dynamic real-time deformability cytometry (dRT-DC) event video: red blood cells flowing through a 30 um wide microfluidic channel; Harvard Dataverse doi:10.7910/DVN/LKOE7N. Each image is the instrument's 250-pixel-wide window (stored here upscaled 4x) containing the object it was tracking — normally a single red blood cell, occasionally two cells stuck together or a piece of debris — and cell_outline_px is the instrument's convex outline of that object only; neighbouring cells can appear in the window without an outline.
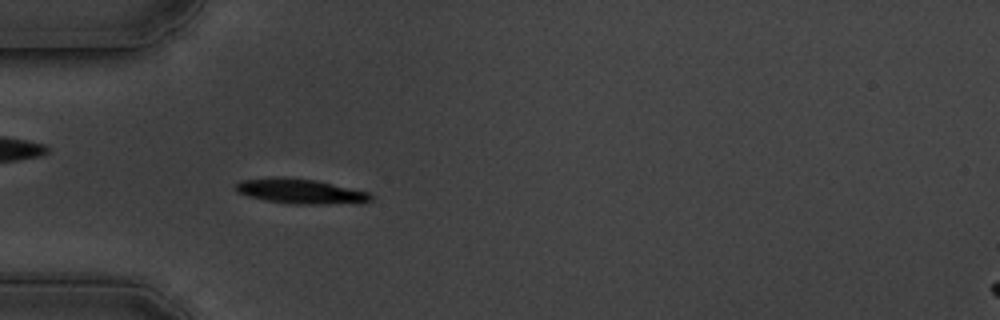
{"species": "common noctule bat (a hibernating species)", "species_latin": "Nyctalus noctula", "temperature_condition": "cold", "stored_images_in_passage": 58, "camera_frame_rate_fps": 3000, "um_per_image_px": 0.085, "animal": {"sex": "male", "body_mass_g": 19.5, "forearm_length_mm": 54.6}, "frame": {"image": 1, "passage_image": 17, "time_ms": 5.333, "image_size_px": [1000, 320], "cell_outline_px": [[376, 196], [372, 200], [320, 204], [292, 204], [268, 200], [248, 196], [236, 192], [232, 188], [240, 180], [276, 176], [280, 176], [316, 180], [368, 192]], "centroid_in_image_um": [25.44, 16.23], "position_along_channel_um": 59.6, "area_um2": 19.42}}
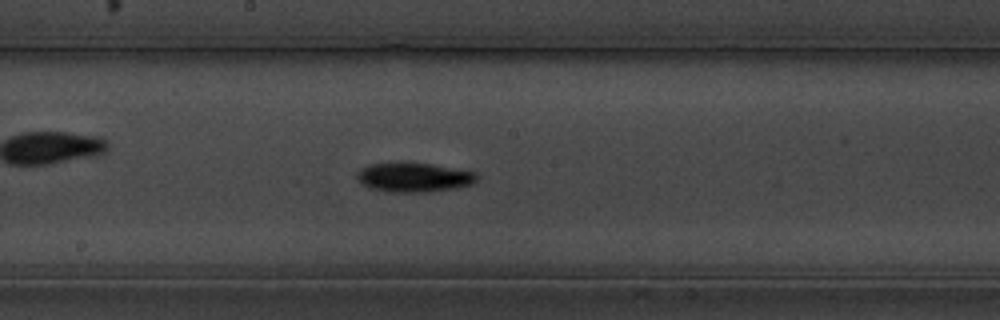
{"frame": {"image": 2, "passage_image": 31, "time_ms": 10.0, "image_size_px": [1000, 320], "cell_outline_px": [[480, 176], [472, 184], [456, 188], [428, 192], [384, 192], [368, 188], [360, 184], [356, 176], [360, 168], [368, 164], [432, 164], [476, 172]], "centroid_in_image_um": [35.17, 15.1], "position_along_channel_um": 213.0, "area_um2": 20.46}}
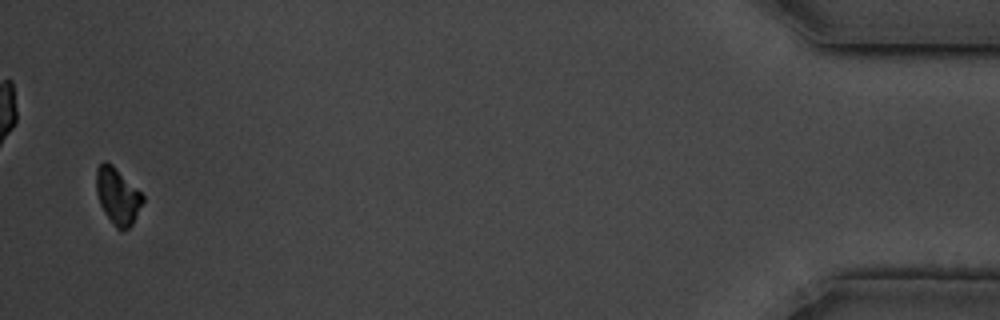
{"frame": {"image": 3, "passage_image": 57, "time_ms": 18.667, "image_size_px": [1000, 320], "cell_outline_px": [[144, 200], [132, 224], [128, 228], [116, 228], [104, 212], [100, 204], [96, 192], [96, 168], [104, 160], [112, 164], [144, 196]], "centroid_in_image_um": [9.97, 16.64], "position_along_channel_um": 425.2, "area_um2": 15.03}, "authors_computed_cell_mechanics": {"area_um2": 18.496, "velocity_mm_per_s": 3.3873, "shape_relaxation_time_tau1_ms": 1.9848, "shape_relaxation_time_tau2_ms": null, "deformation_change_tau1": 0.0996, "deformation_change_tau2": null}}